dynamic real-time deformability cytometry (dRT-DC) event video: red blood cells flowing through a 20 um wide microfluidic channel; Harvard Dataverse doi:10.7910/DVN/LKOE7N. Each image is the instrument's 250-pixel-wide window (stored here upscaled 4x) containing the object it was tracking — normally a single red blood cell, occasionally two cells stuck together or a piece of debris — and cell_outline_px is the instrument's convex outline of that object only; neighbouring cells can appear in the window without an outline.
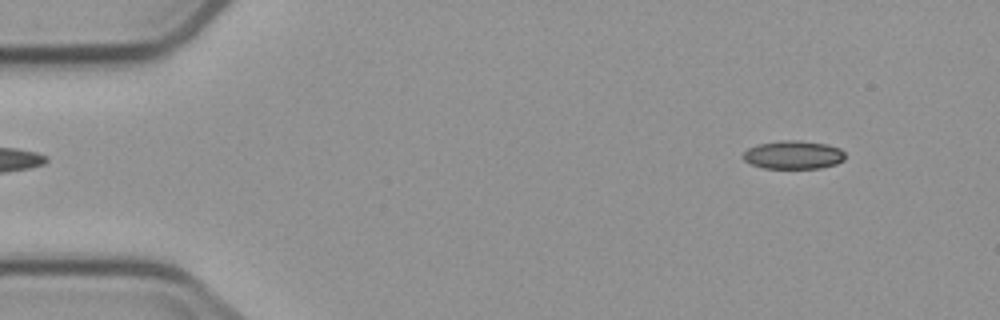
{"species": "common noctule bat (a hibernating species)", "species_latin": "Nyctalus noctula", "temperature_condition": "cold", "stored_images_in_passage": 5, "camera_frame_rate_fps": 3000, "um_per_image_px": 0.085, "animal": {"sex": "male", "body_mass_g": 23.1, "forearm_length_mm": 52.7}, "frame": {"image": 1, "passage_image": 1, "time_ms": 0.0, "image_size_px": [1000, 320], "cell_outline_px": [[844, 160], [836, 164], [820, 168], [764, 168], [752, 164], [744, 160], [740, 156], [748, 148], [756, 144], [780, 140], [800, 140], [828, 144], [840, 148], [844, 152]], "centroid_in_image_um": [67.42, 13.15], "position_along_channel_um": 17.6, "area_um2": 17.05}}
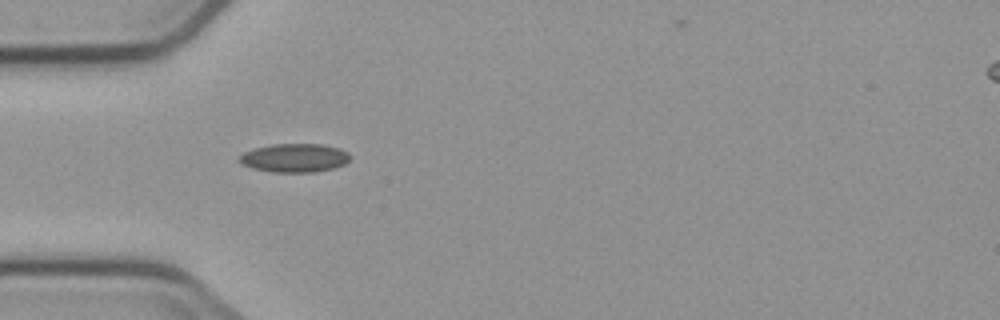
{"frame": {"image": 2, "passage_image": 4, "time_ms": 3.667, "image_size_px": [1000, 320], "cell_outline_px": [[352, 156], [344, 164], [336, 168], [316, 172], [272, 172], [252, 168], [240, 164], [236, 160], [244, 152], [252, 148], [272, 144], [324, 144], [340, 148], [348, 152]], "centroid_in_image_um": [25.03, 13.42], "position_along_channel_um": 60.0, "area_um2": 18.84}}
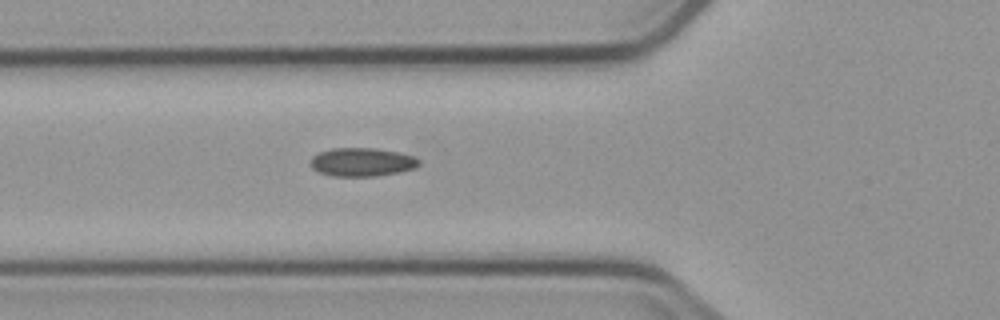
{"frame": {"image": 3, "passage_image": 5, "time_ms": 4.667, "image_size_px": [1000, 320], "cell_outline_px": [[420, 164], [416, 168], [400, 172], [376, 176], [332, 176], [320, 172], [312, 168], [312, 156], [320, 152], [332, 148], [376, 148], [400, 152], [416, 156], [420, 160]], "centroid_in_image_um": [30.84, 13.77], "position_along_channel_um": 95.0, "area_um2": 18.15}}